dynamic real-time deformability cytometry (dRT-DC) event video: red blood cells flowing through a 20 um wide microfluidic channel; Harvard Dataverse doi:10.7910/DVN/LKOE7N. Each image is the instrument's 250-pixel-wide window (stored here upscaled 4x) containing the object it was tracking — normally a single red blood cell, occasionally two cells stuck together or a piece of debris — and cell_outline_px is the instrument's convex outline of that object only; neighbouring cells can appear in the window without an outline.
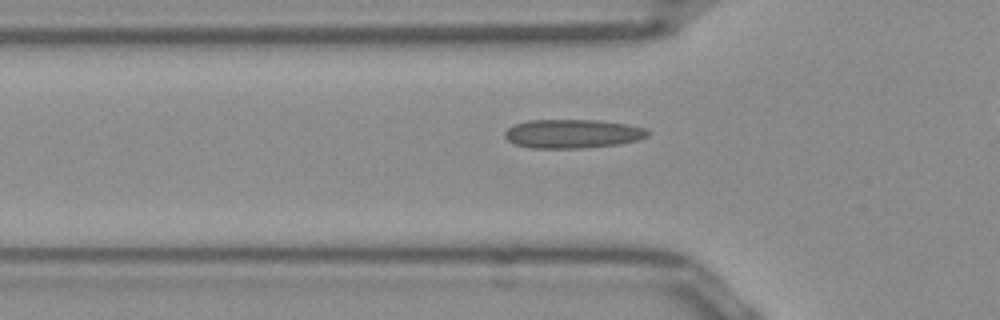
{"species": "Egyptian fruit bat (a non-hibernating species)", "species_latin": "Rousettus aegyptiacus", "temperature_condition": "room temperature", "stored_images_in_passage": 38, "camera_frame_rate_fps": 3000, "um_per_image_px": 0.085, "frame": {"image": 1, "passage_image": 11, "time_ms": 3.333, "image_size_px": [1000, 320], "cell_outline_px": [[648, 136], [636, 140], [620, 144], [580, 148], [532, 148], [516, 144], [508, 140], [504, 136], [504, 132], [508, 128], [516, 124], [528, 120], [600, 120], [628, 124], [648, 128]], "centroid_in_image_um": [48.69, 11.36], "position_along_channel_um": 77.1, "area_um2": 24.04}}
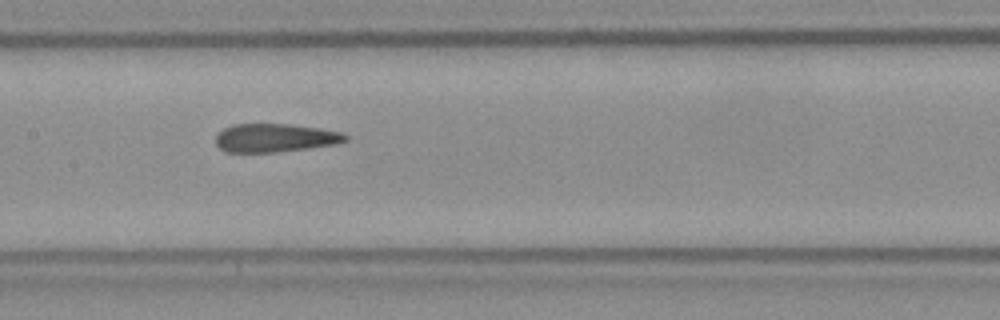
{"frame": {"image": 2, "passage_image": 19, "time_ms": 6.0, "image_size_px": [1000, 320], "cell_outline_px": [[348, 140], [336, 144], [308, 148], [276, 152], [224, 152], [216, 144], [216, 136], [224, 128], [232, 124], [288, 124], [320, 128], [340, 132], [348, 136]], "centroid_in_image_um": [23.37, 11.72], "position_along_channel_um": 184.0, "area_um2": 21.44}}
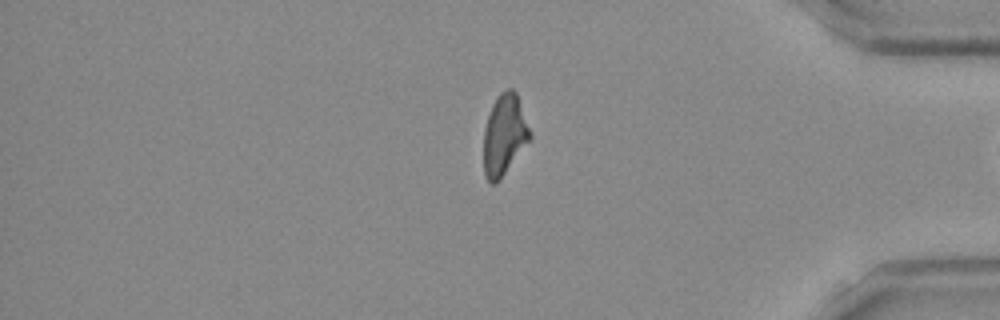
{"frame": {"image": 3, "passage_image": 37, "time_ms": 12.0, "image_size_px": [1000, 320], "cell_outline_px": [[532, 140], [500, 180], [496, 184], [488, 184], [484, 176], [484, 128], [492, 104], [496, 96], [504, 88], [512, 88], [516, 92], [532, 132]], "centroid_in_image_um": [42.89, 11.49], "position_along_channel_um": 392.3, "area_um2": 22.54}}